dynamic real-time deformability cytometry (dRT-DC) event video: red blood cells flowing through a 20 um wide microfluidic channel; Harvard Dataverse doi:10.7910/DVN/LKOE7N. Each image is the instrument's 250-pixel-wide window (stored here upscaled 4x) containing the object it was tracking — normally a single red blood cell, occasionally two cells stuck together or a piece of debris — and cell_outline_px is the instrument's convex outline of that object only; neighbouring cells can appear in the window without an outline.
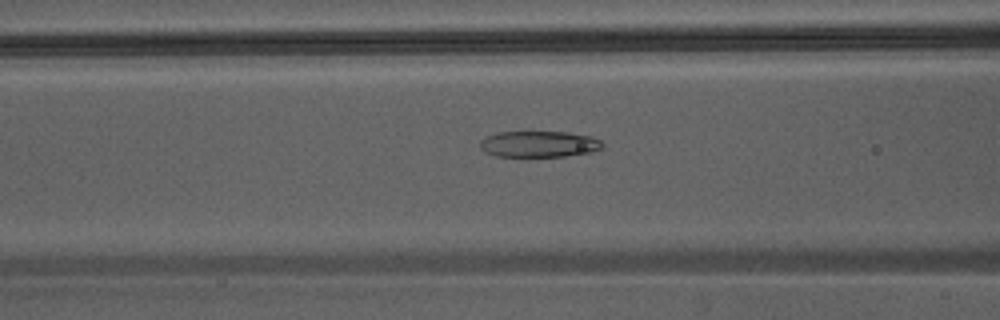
{"species": "Egyptian fruit bat (a non-hibernating species)", "species_latin": "Rousettus aegyptiacus", "temperature_condition": "warm", "stored_images_in_passage": 30, "camera_frame_rate_fps": 3000, "um_per_image_px": 0.085, "animal": {"sex": "male"}, "frame": {"image": 1, "passage_image": 7, "time_ms": 2.0, "image_size_px": [1000, 320], "cell_outline_px": [[604, 144], [600, 148], [592, 152], [564, 156], [496, 156], [484, 152], [480, 148], [480, 140], [496, 132], [568, 132], [592, 136], [600, 140]], "centroid_in_image_um": [45.81, 12.24], "position_along_channel_um": 120.8, "area_um2": 18.67}}
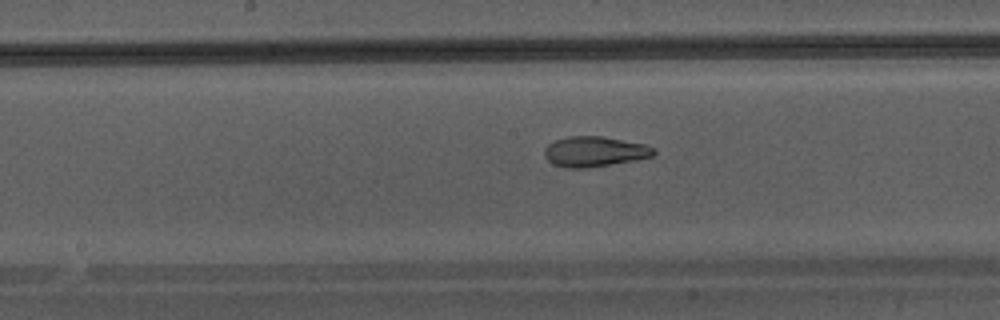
{"frame": {"image": 2, "passage_image": 12, "time_ms": 3.667, "image_size_px": [1000, 320], "cell_outline_px": [[656, 152], [652, 156], [632, 160], [588, 168], [568, 168], [552, 164], [544, 156], [544, 148], [548, 144], [556, 140], [568, 136], [600, 136], [644, 144], [656, 148]], "centroid_in_image_um": [50.5, 12.88], "position_along_channel_um": 197.7, "area_um2": 19.13}}
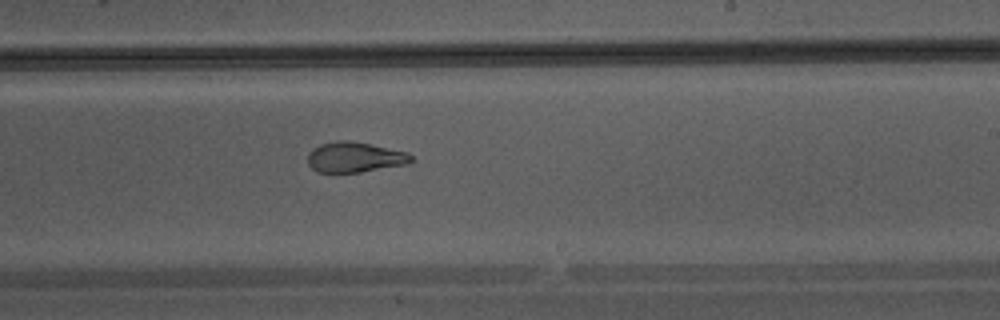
{"frame": {"image": 3, "passage_image": 16, "time_ms": 5.0, "image_size_px": [1000, 320], "cell_outline_px": [[412, 160], [408, 164], [360, 172], [316, 172], [308, 164], [308, 152], [312, 148], [320, 144], [336, 140], [348, 140], [408, 152], [412, 156]], "centroid_in_image_um": [30.12, 13.36], "position_along_channel_um": 258.9, "area_um2": 18.26}}